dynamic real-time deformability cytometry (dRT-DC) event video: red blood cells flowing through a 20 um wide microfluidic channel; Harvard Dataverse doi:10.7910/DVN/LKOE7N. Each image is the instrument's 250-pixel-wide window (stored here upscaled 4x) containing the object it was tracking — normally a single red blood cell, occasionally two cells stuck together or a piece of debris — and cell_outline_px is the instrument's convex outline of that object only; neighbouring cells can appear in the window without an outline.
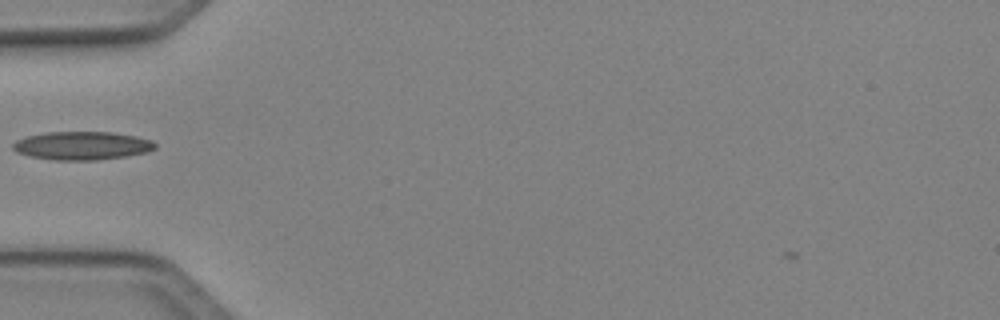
{"species": "Egyptian fruit bat (a non-hibernating species)", "species_latin": "Rousettus aegyptiacus", "temperature_condition": "cold", "stored_images_in_passage": 40, "camera_frame_rate_fps": 3000, "um_per_image_px": 0.085, "animal": {"sex": "female"}, "frame": {"image": 1, "passage_image": 7, "time_ms": 2.0, "image_size_px": [1000, 320], "cell_outline_px": [[156, 148], [148, 152], [124, 156], [96, 160], [52, 160], [32, 156], [16, 152], [12, 148], [12, 144], [16, 140], [24, 136], [44, 132], [112, 132], [136, 136], [152, 140], [156, 144]], "centroid_in_image_um": [6.95, 12.37], "position_along_channel_um": 78.0, "area_um2": 23.58}}
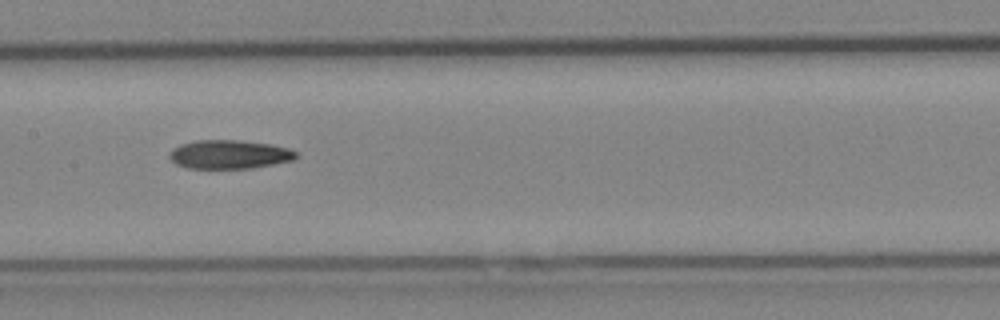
{"frame": {"image": 2, "passage_image": 15, "time_ms": 4.667, "image_size_px": [1000, 320], "cell_outline_px": [[300, 156], [292, 160], [252, 168], [188, 168], [176, 164], [168, 156], [172, 148], [180, 144], [196, 140], [240, 140], [268, 144], [288, 148], [296, 152]], "centroid_in_image_um": [19.47, 13.12], "position_along_channel_um": 187.9, "area_um2": 21.15}}
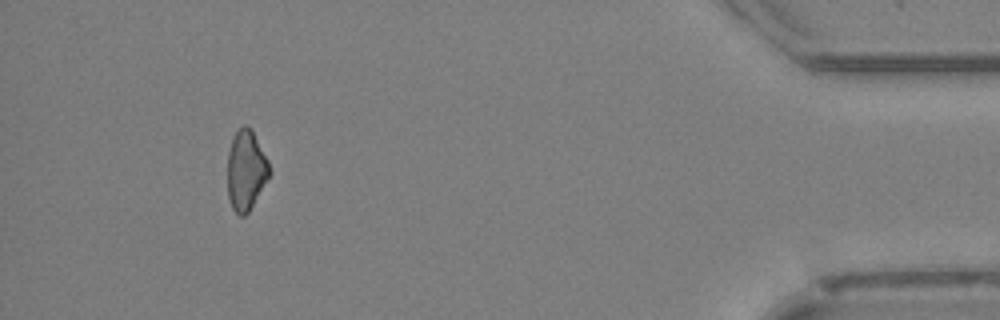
{"frame": {"image": 3, "passage_image": 36, "time_ms": 11.667, "image_size_px": [1000, 320], "cell_outline_px": [[268, 176], [248, 212], [244, 216], [240, 216], [232, 208], [228, 196], [228, 152], [232, 136], [244, 124], [248, 124], [268, 160]], "centroid_in_image_um": [20.87, 14.45], "position_along_channel_um": 414.3, "area_um2": 19.02}}